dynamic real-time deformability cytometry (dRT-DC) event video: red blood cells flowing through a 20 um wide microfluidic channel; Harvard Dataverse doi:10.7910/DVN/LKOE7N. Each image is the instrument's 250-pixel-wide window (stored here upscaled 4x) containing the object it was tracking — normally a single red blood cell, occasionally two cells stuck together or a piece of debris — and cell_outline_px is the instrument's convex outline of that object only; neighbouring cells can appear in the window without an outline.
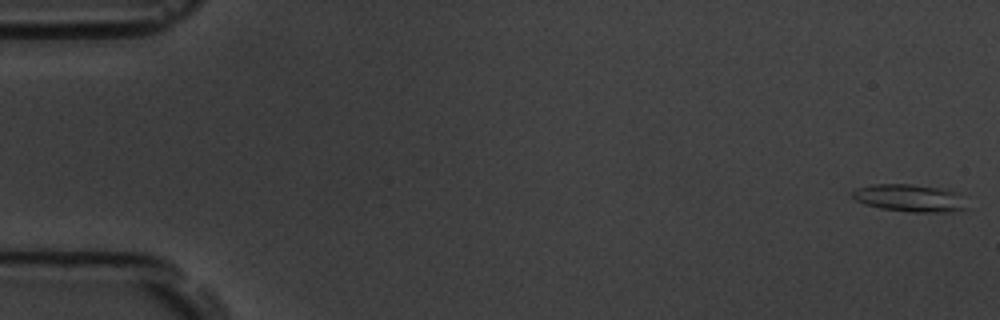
{"species": "common noctule bat (a hibernating species)", "species_latin": "Nyctalus noctula", "temperature_condition": "room temperature", "stored_images_in_passage": 6, "camera_frame_rate_fps": 3000, "um_per_image_px": 0.085, "animal": {"sex": "male", "body_mass_g": 19.5, "forearm_length_mm": 54.6}, "frame": {"image": 1, "passage_image": 1, "time_ms": 0.0, "image_size_px": [1000, 320], "cell_outline_px": [[968, 208], [952, 212], [908, 212], [880, 208], [864, 204], [856, 200], [852, 196], [852, 192], [856, 188], [872, 184], [912, 184], [944, 188], [960, 192]], "centroid_in_image_um": [77.37, 16.83], "position_along_channel_um": 7.6, "area_um2": 18.67}}
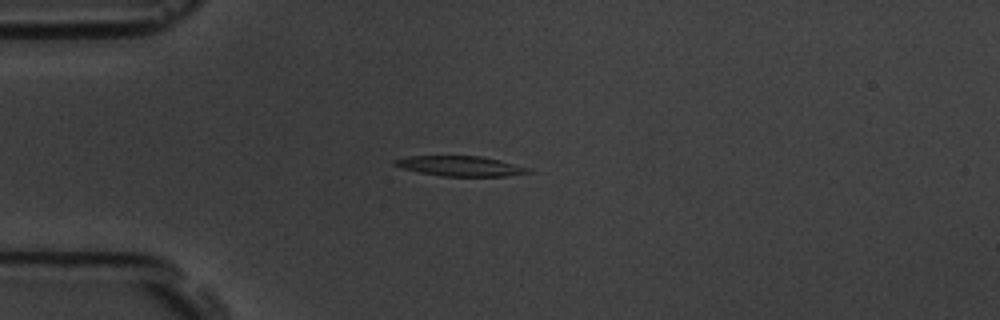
{"frame": {"image": 2, "passage_image": 5, "time_ms": 1.333, "image_size_px": [1000, 320], "cell_outline_px": [[532, 172], [508, 176], [440, 176], [420, 172], [404, 168], [392, 164], [392, 160], [408, 156], [480, 156], [500, 160], [532, 168]], "centroid_in_image_um": [39.17, 14.11], "position_along_channel_um": 45.8, "area_um2": 15.66}}